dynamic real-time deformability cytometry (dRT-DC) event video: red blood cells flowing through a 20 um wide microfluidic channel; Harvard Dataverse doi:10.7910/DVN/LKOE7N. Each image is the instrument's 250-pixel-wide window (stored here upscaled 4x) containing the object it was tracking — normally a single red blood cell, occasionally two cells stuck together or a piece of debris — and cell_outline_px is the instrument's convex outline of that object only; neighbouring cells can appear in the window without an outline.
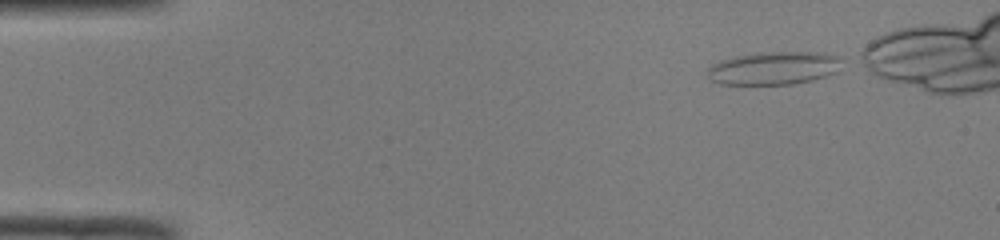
{"species": "common noctule bat (a hibernating species)", "species_latin": "Nyctalus noctula", "temperature_condition": "room temperature", "stored_images_in_passage": 40, "camera_frame_rate_fps": 3000, "um_per_image_px": 0.085, "animal": {"sex": "male", "body_mass_g": 19.0, "forearm_length_mm": 50.8}, "frame": {"image": 1, "passage_image": 1, "time_ms": 0.0, "image_size_px": [1000, 240], "cell_outline_px": [[844, 60], [836, 72], [812, 80], [792, 84], [720, 84], [712, 80], [708, 76], [708, 68], [712, 64], [720, 60], [736, 56], [776, 52], [824, 52], [844, 56]], "centroid_in_image_um": [65.85, 5.78], "position_along_channel_um": 19.1, "area_um2": 25.89}}
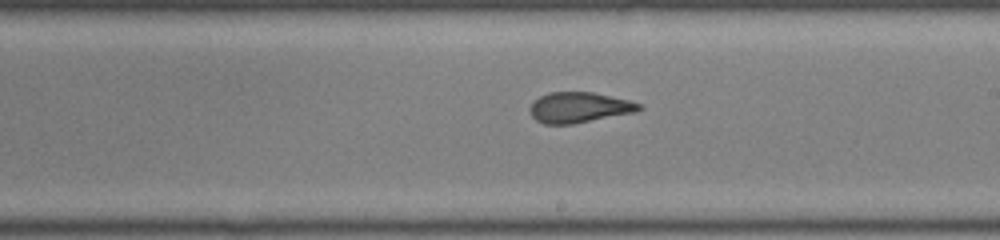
{"frame": {"image": 2, "passage_image": 24, "time_ms": 7.667, "image_size_px": [1000, 240], "cell_outline_px": [[644, 108], [636, 112], [572, 124], [544, 124], [536, 120], [532, 116], [532, 104], [540, 96], [548, 92], [592, 92], [628, 100], [640, 104]], "centroid_in_image_um": [49.26, 9.13], "position_along_channel_um": 239.7, "area_um2": 19.13}}
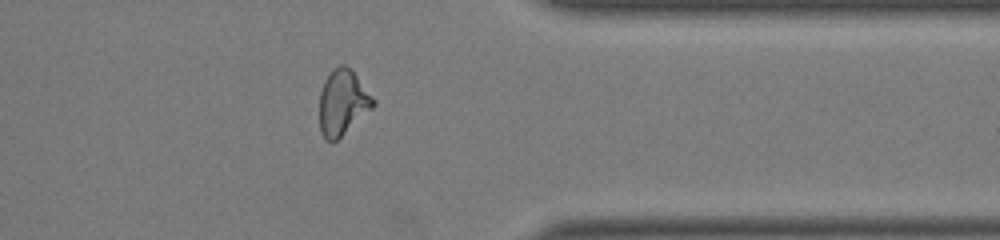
{"frame": {"image": 3, "passage_image": 35, "time_ms": 11.333, "image_size_px": [1000, 240], "cell_outline_px": [[376, 104], [372, 108], [332, 144], [320, 132], [320, 92], [324, 80], [332, 68], [340, 64], [344, 64], [356, 76], [376, 100]], "centroid_in_image_um": [29.11, 8.7], "position_along_channel_um": 382.3, "area_um2": 20.23}, "authors_computed_cell_mechanics": {"area_um2": 20.3167, "velocity_mm_per_s": 4.1228, "shape_relaxation_time_tau1_ms": null, "shape_relaxation_time_tau2_ms": 1.4342, "deformation_change_tau1": null, "deformation_change_tau2": 0.0873}}